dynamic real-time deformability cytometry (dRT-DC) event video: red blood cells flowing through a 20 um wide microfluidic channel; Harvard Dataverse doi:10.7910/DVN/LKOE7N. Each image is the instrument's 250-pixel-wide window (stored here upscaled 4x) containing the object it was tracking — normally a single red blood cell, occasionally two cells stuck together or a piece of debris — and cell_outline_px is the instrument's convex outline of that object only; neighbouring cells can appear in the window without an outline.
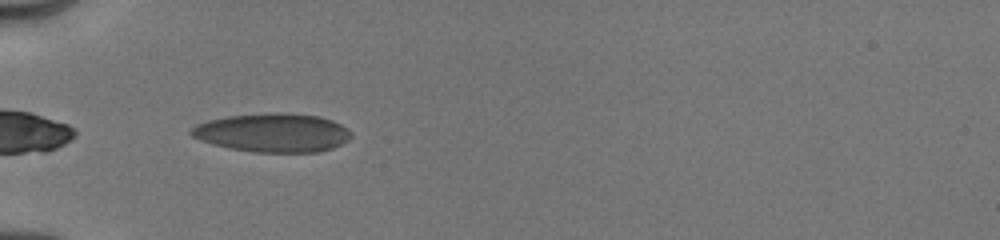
{"species": "human", "species_latin": "Homo sapiens", "temperature_condition": "cold", "stored_images_in_passage": 37, "camera_frame_rate_fps": 3000, "um_per_image_px": 0.085, "donor": {"sex": "male"}, "frame": {"image": 1, "passage_image": 3, "time_ms": 0.333, "image_size_px": [1000, 240], "cell_outline_px": [[352, 136], [348, 140], [332, 148], [316, 152], [256, 152], [232, 148], [212, 144], [200, 140], [192, 136], [188, 132], [196, 124], [208, 120], [228, 116], [276, 112], [320, 116], [332, 120], [348, 128], [352, 132]], "centroid_in_image_um": [23.19, 11.27], "position_along_channel_um": 61.8, "area_um2": 36.01}}
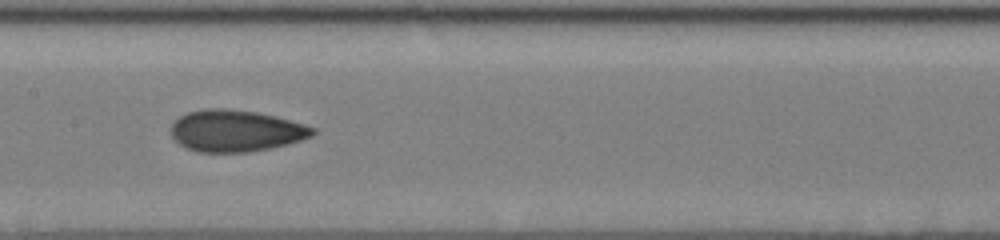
{"frame": {"image": 2, "passage_image": 16, "time_ms": 3.667, "image_size_px": [1000, 240], "cell_outline_px": [[316, 132], [312, 136], [288, 144], [248, 152], [196, 152], [180, 144], [172, 136], [172, 124], [180, 116], [188, 112], [208, 108], [224, 108], [256, 112], [276, 116], [304, 124], [316, 128]], "centroid_in_image_um": [20.06, 11.11], "position_along_channel_um": 187.3, "area_um2": 34.22}}
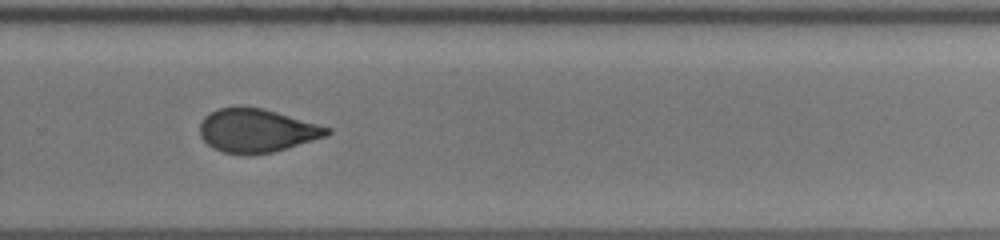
{"frame": {"image": 3, "passage_image": 23, "time_ms": 6.667, "image_size_px": [1000, 240], "cell_outline_px": [[332, 132], [328, 136], [272, 152], [248, 156], [240, 156], [224, 152], [212, 148], [200, 136], [200, 120], [208, 112], [216, 108], [264, 108], [332, 128]], "centroid_in_image_um": [21.81, 11.12], "position_along_channel_um": 308.0, "area_um2": 32.48}}